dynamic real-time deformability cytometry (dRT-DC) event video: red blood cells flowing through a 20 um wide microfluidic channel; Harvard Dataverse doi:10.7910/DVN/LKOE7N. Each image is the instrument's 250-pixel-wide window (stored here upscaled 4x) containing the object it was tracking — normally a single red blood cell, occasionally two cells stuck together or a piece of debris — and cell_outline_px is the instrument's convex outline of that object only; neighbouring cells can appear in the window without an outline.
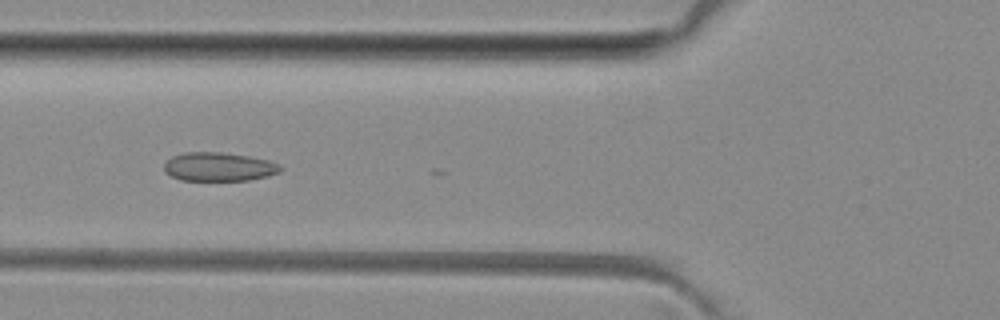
{"species": "common noctule bat (a hibernating species)", "species_latin": "Nyctalus noctula", "temperature_condition": "room temperature", "stored_images_in_passage": 8, "camera_frame_rate_fps": 3000, "um_per_image_px": 0.085, "animal": {"sex": "female", "body_mass_g": 29.2, "forearm_length_mm": 56.3}, "frame": {"image": 1, "passage_image": 5, "time_ms": 5.333, "image_size_px": [1000, 320], "cell_outline_px": [[280, 172], [268, 176], [248, 180], [180, 180], [164, 172], [164, 164], [172, 156], [184, 152], [220, 152], [248, 156], [268, 160], [280, 164]], "centroid_in_image_um": [18.58, 14.17], "position_along_channel_um": 107.2, "area_um2": 19.42}}
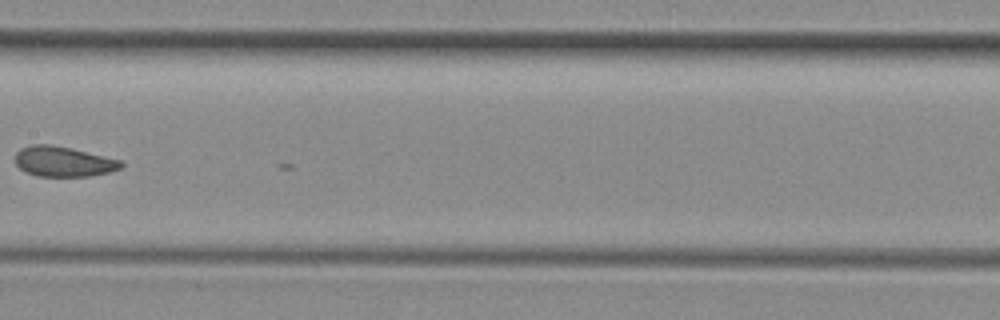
{"frame": {"image": 2, "passage_image": 7, "time_ms": 7.667, "image_size_px": [1000, 320], "cell_outline_px": [[124, 164], [120, 168], [112, 172], [88, 176], [36, 176], [24, 172], [16, 164], [16, 152], [20, 148], [32, 144], [52, 144], [72, 148], [124, 160]], "centroid_in_image_um": [5.42, 13.72], "position_along_channel_um": 202.0, "area_um2": 18.96}}